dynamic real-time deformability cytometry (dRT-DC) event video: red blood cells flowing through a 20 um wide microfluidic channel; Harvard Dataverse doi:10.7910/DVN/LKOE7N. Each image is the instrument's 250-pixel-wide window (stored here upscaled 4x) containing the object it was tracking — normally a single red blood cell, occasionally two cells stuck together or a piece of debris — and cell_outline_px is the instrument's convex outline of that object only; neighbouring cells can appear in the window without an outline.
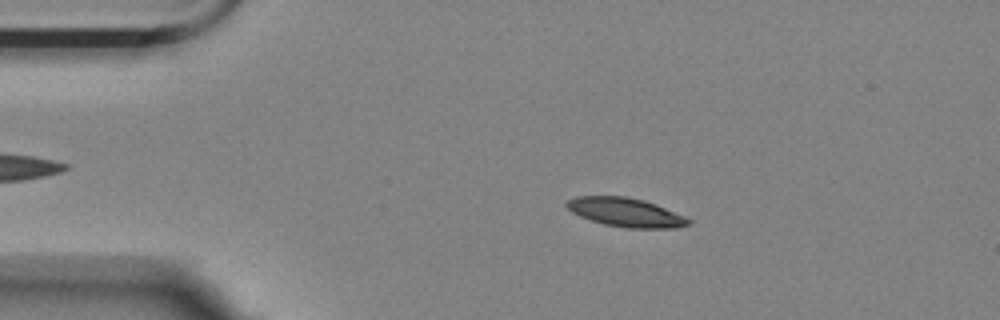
{"species": "Egyptian fruit bat (a non-hibernating species)", "species_latin": "Rousettus aegyptiacus", "temperature_condition": "room temperature", "stored_images_in_passage": 46, "camera_frame_rate_fps": 3000, "um_per_image_px": 0.085, "animal": {"sex": "female"}, "frame": {"image": 1, "passage_image": 8, "time_ms": 2.333, "image_size_px": [1000, 320], "cell_outline_px": [[692, 224], [676, 228], [628, 228], [604, 224], [580, 216], [572, 212], [564, 204], [568, 200], [576, 196], [628, 196], [644, 200], [656, 204], [684, 216], [692, 220]], "centroid_in_image_um": [53.21, 18.04], "position_along_channel_um": 31.8, "area_um2": 20.52}}
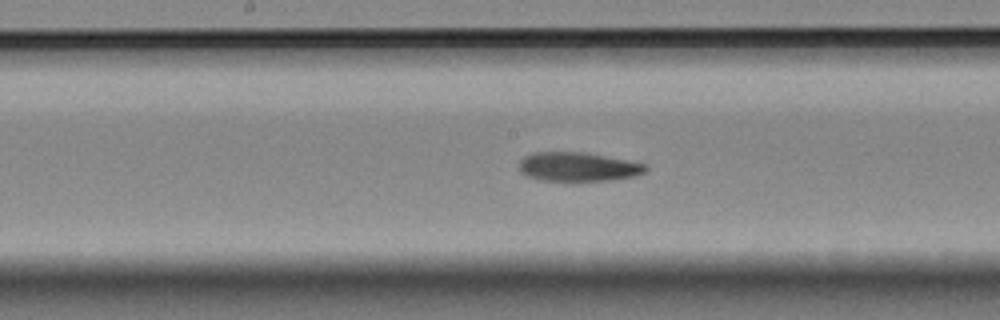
{"frame": {"image": 2, "passage_image": 26, "time_ms": 8.333, "image_size_px": [1000, 320], "cell_outline_px": [[648, 168], [644, 172], [632, 176], [612, 180], [540, 180], [528, 176], [520, 172], [520, 160], [524, 156], [532, 152], [584, 152], [644, 164]], "centroid_in_image_um": [49.07, 14.17], "position_along_channel_um": 199.1, "area_um2": 20.98}}
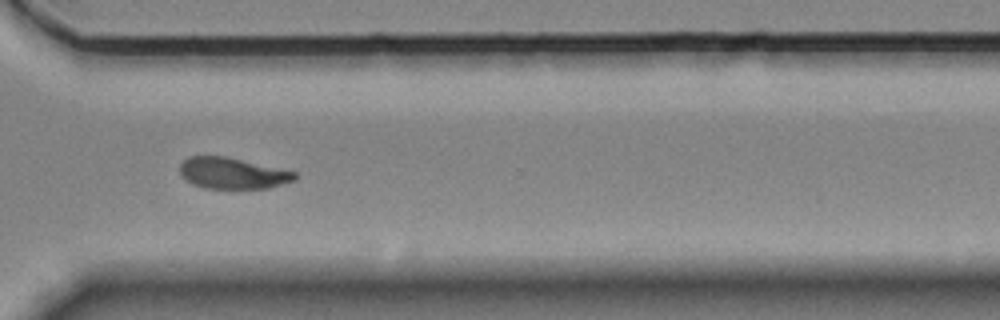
{"frame": {"image": 3, "passage_image": 39, "time_ms": 12.667, "image_size_px": [1000, 320], "cell_outline_px": [[296, 180], [268, 188], [204, 188], [192, 184], [184, 180], [180, 176], [180, 164], [188, 156], [224, 156], [296, 172]], "centroid_in_image_um": [19.71, 14.73], "position_along_channel_um": 350.9, "area_um2": 20.81}, "authors_computed_cell_mechanics": {"area_um2": 21.4149, "velocity_mm_per_s": 3.5068, "shape_relaxation_time_tau1_ms": 9.0762, "shape_relaxation_time_tau2_ms": 3.3497, "deformation_change_tau1": 0.2305, "deformation_change_tau2": 0.09}}